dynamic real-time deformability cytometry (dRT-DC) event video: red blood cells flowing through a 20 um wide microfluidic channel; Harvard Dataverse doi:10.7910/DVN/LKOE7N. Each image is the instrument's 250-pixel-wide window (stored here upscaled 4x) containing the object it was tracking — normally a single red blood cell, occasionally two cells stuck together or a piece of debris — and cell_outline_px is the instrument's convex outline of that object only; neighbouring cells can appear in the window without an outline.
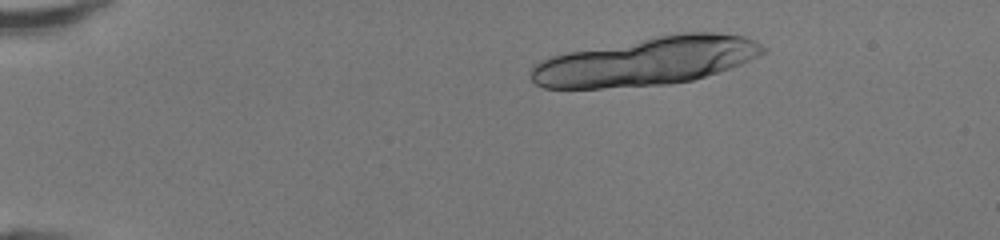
{"species": "human", "species_latin": "Homo sapiens", "temperature_condition": "room temperature", "stored_images_in_passage": 21, "segment_of_instrument_passage": [1, 2], "camera_frame_rate_fps": 3000, "um_per_image_px": 0.085, "donor": {"sex": "female"}, "frame": {"image": 1, "passage_image": 6, "time_ms": 1.667, "image_size_px": [1000, 240], "cell_outline_px": [[768, 52], [760, 56], [740, 64], [692, 80], [672, 84], [600, 88], [544, 88], [536, 84], [532, 80], [532, 68], [540, 60], [552, 56], [568, 52], [676, 32], [716, 32], [744, 36], [768, 48]], "centroid_in_image_um": [54.99, 5.2], "position_along_channel_um": 30.0, "area_um2": 65.14}}